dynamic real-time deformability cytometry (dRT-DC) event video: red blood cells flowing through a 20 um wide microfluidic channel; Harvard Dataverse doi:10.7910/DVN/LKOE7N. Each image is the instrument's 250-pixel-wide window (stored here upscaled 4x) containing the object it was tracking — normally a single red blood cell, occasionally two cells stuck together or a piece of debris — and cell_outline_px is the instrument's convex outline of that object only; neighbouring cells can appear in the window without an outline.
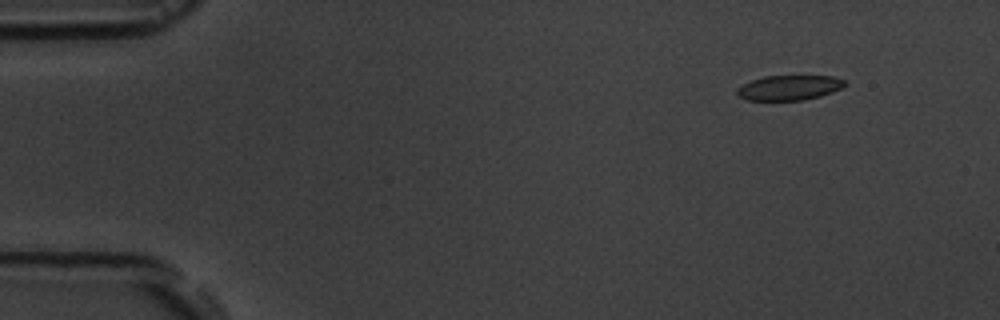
{"species": "common noctule bat (a hibernating species)", "species_latin": "Nyctalus noctula", "temperature_condition": "room temperature", "stored_images_in_passage": 3, "camera_frame_rate_fps": 3000, "um_per_image_px": 0.085, "animal": {"sex": "male", "body_mass_g": 19.5, "forearm_length_mm": 54.6}, "frame": {"image": 1, "passage_image": 1, "time_ms": 0.0, "image_size_px": [1000, 320], "cell_outline_px": [[848, 84], [832, 92], [820, 96], [804, 100], [744, 100], [736, 96], [736, 88], [752, 80], [764, 76], [832, 76], [844, 80]], "centroid_in_image_um": [67.05, 7.46], "position_along_channel_um": 18.0, "area_um2": 15.72}}
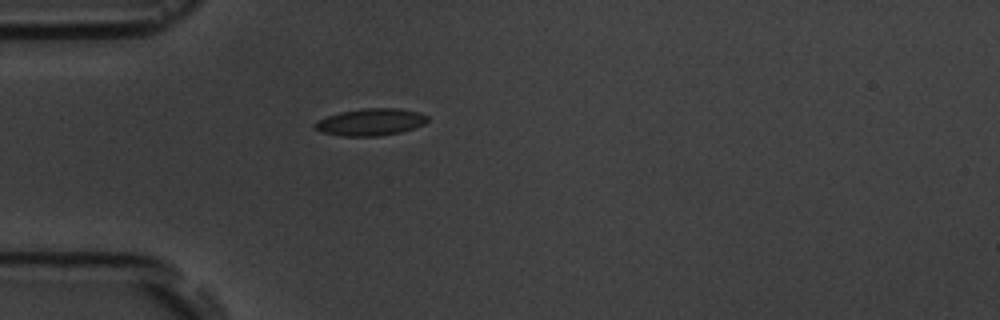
{"frame": {"image": 2, "passage_image": 3, "time_ms": 3.333, "image_size_px": [1000, 320], "cell_outline_px": [[428, 120], [424, 124], [400, 132], [380, 136], [340, 136], [320, 132], [312, 128], [312, 124], [328, 116], [340, 112], [364, 108], [396, 108], [420, 112], [428, 116]], "centroid_in_image_um": [31.47, 10.38], "position_along_channel_um": 53.5, "area_um2": 17.8}}